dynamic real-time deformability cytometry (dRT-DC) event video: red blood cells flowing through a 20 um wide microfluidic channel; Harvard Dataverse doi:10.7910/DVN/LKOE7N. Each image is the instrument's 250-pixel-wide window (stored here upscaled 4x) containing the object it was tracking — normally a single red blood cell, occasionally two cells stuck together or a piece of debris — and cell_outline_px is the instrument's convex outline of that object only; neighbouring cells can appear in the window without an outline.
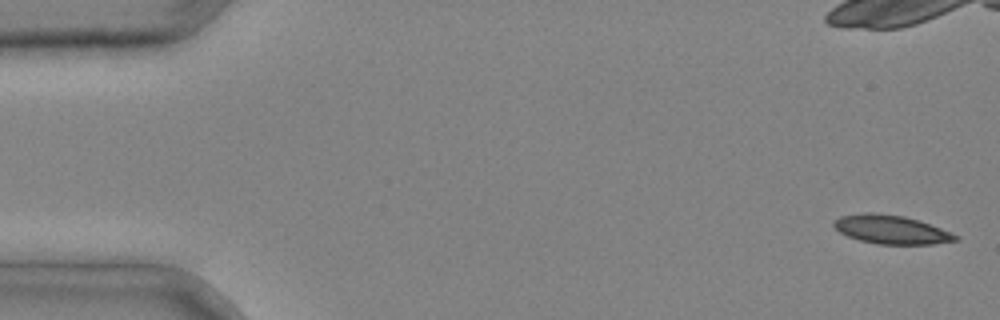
{"species": "common noctule bat (a hibernating species)", "species_latin": "Nyctalus noctula", "temperature_condition": "cold", "stored_images_in_passage": 4, "camera_frame_rate_fps": 3000, "um_per_image_px": 0.085, "animal": {"sex": "male", "body_mass_g": 20.4}, "frame": {"image": 1, "passage_image": 1, "time_ms": 0.0, "image_size_px": [1000, 320], "cell_outline_px": [[960, 240], [932, 244], [876, 244], [860, 240], [848, 236], [840, 232], [832, 224], [832, 220], [840, 216], [864, 212], [872, 212], [904, 216], [920, 220], [952, 232], [960, 236]], "centroid_in_image_um": [75.78, 19.5], "position_along_channel_um": 9.2, "area_um2": 20.58}}